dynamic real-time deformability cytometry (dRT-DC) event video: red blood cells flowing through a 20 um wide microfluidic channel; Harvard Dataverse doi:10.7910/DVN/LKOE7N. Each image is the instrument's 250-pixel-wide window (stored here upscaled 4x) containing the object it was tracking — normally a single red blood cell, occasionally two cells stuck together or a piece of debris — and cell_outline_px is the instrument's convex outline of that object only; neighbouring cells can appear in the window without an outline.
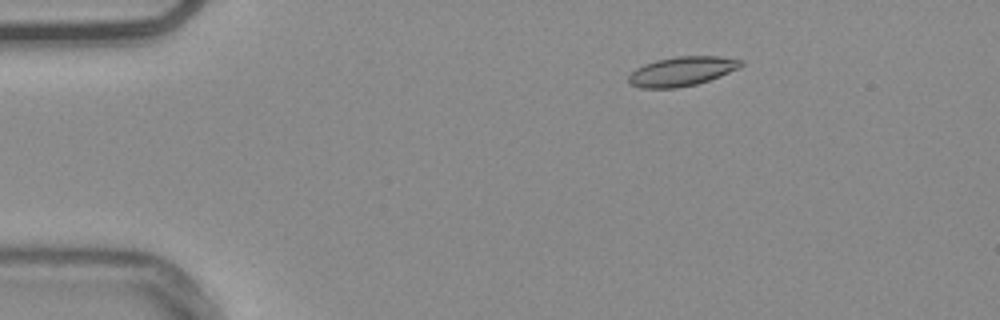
{"species": "common noctule bat (a hibernating species)", "species_latin": "Nyctalus noctula", "temperature_condition": "warm", "stored_images_in_passage": 48, "camera_frame_rate_fps": 3000, "um_per_image_px": 0.085, "animal": {"sex": "male", "body_mass_g": 20.4}, "frame": {"image": 1, "passage_image": 3, "time_ms": 0.667, "image_size_px": [1000, 320], "cell_outline_px": [[744, 64], [720, 76], [696, 84], [676, 88], [640, 88], [628, 84], [628, 76], [636, 68], [644, 64], [656, 60], [676, 56], [720, 56], [744, 60]], "centroid_in_image_um": [57.92, 6.06], "position_along_channel_um": 27.1, "area_um2": 19.19}}
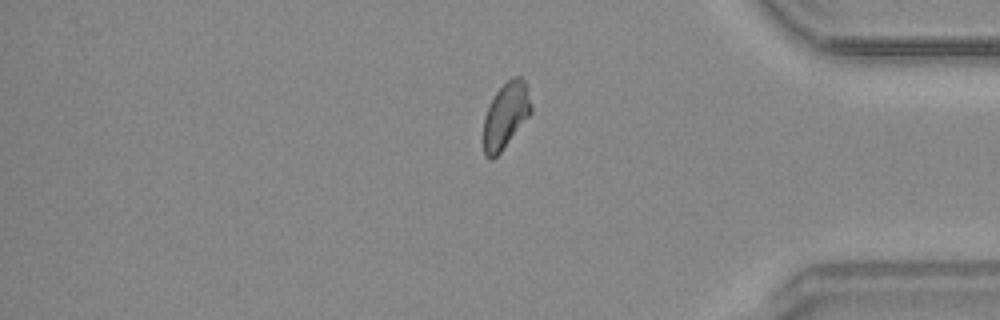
{"frame": {"image": 2, "passage_image": 39, "time_ms": 12.667, "image_size_px": [1000, 320], "cell_outline_px": [[532, 112], [500, 152], [492, 160], [488, 160], [484, 156], [484, 116], [496, 92], [512, 76], [520, 76], [524, 80], [532, 108]], "centroid_in_image_um": [42.97, 9.83], "position_along_channel_um": 392.2, "area_um2": 17.92}}
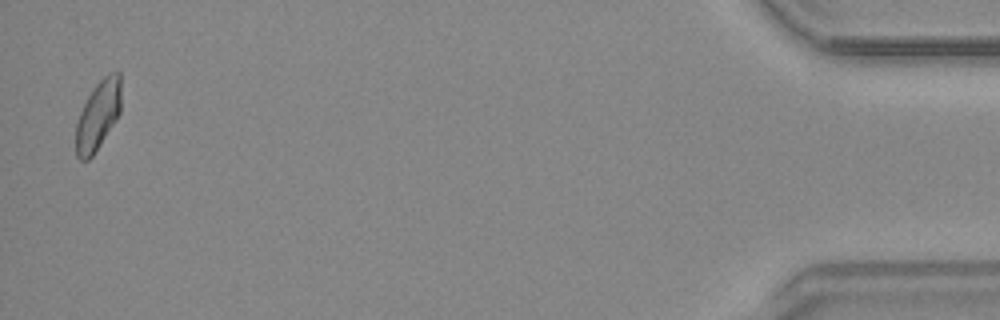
{"frame": {"image": 3, "passage_image": 47, "time_ms": 15.333, "image_size_px": [1000, 320], "cell_outline_px": [[120, 112], [100, 144], [92, 156], [88, 160], [80, 160], [76, 156], [76, 124], [80, 112], [92, 88], [108, 72], [120, 72]], "centroid_in_image_um": [8.32, 9.78], "position_along_channel_um": 426.9, "area_um2": 17.98}, "authors_computed_cell_mechanics": {"area_um2": 18.496, "velocity_mm_per_s": 3.7764, "shape_relaxation_time_tau1_ms": null, "shape_relaxation_time_tau2_ms": 4.4139, "deformation_change_tau1": null, "deformation_change_tau2": 0.0939}}